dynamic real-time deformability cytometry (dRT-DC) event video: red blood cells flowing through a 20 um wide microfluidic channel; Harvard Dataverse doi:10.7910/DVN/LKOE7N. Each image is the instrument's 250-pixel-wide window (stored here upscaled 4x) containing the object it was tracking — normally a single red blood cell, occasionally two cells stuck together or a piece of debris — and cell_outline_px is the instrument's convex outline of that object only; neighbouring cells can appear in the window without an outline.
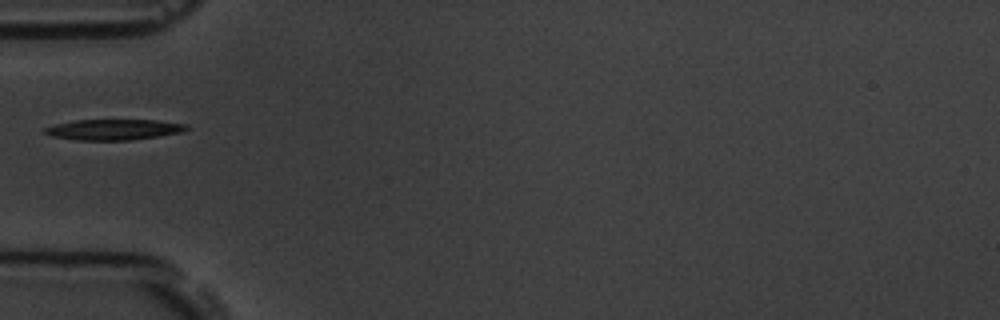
{"species": "common noctule bat (a hibernating species)", "species_latin": "Nyctalus noctula", "temperature_condition": "room temperature", "stored_images_in_passage": 8, "camera_frame_rate_fps": 3000, "um_per_image_px": 0.085, "animal": {"sex": "male", "body_mass_g": 19.5, "forearm_length_mm": 54.6}, "frame": {"image": 1, "passage_image": 4, "time_ms": 3.333, "image_size_px": [1000, 320], "cell_outline_px": [[188, 128], [184, 132], [128, 140], [76, 140], [52, 136], [44, 132], [44, 128], [56, 124], [76, 120], [156, 120], [188, 124]], "centroid_in_image_um": [9.68, 11.01], "position_along_channel_um": 75.3, "area_um2": 16.94}}
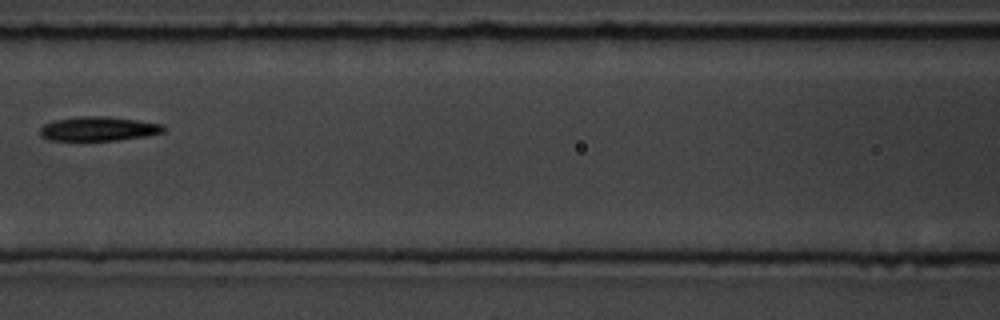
{"frame": {"image": 2, "passage_image": 6, "time_ms": 5.667, "image_size_px": [1000, 320], "cell_outline_px": [[168, 128], [164, 132], [144, 136], [116, 140], [48, 140], [40, 136], [40, 128], [44, 124], [56, 120], [76, 116], [104, 116], [136, 120], [164, 124]], "centroid_in_image_um": [8.38, 10.94], "position_along_channel_um": 158.2, "area_um2": 17.46}}
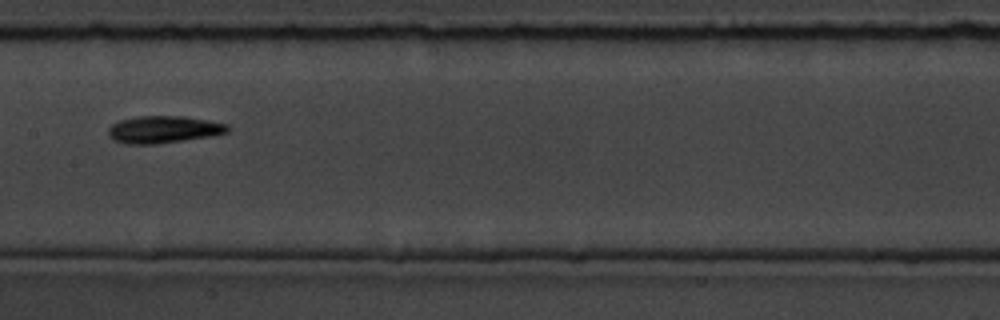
{"frame": {"image": 3, "passage_image": 7, "time_ms": 6.667, "image_size_px": [1000, 320], "cell_outline_px": [[228, 132], [212, 136], [156, 144], [128, 144], [112, 140], [108, 136], [108, 128], [112, 124], [120, 120], [136, 116], [184, 116], [208, 120], [228, 124]], "centroid_in_image_um": [13.88, 11.0], "position_along_channel_um": 193.5, "area_um2": 19.02}}